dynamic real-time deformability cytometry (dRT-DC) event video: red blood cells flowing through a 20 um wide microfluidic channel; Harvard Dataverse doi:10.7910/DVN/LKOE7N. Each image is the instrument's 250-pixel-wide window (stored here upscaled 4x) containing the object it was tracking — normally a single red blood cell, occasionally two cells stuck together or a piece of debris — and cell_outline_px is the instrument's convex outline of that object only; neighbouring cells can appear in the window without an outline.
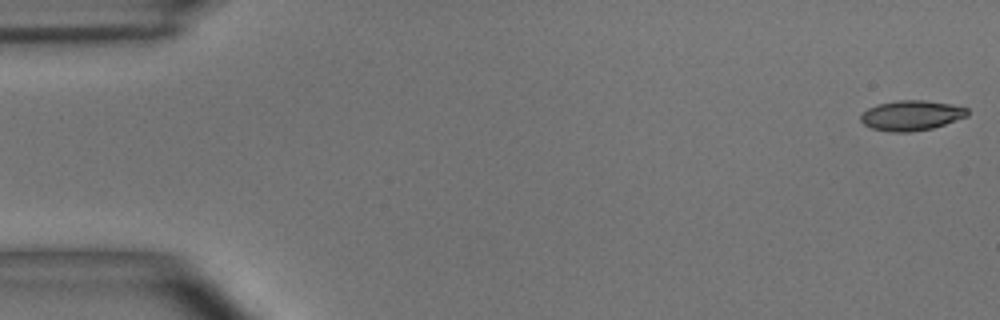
{"species": "common noctule bat (a hibernating species)", "species_latin": "Nyctalus noctula", "temperature_condition": "room temperature", "stored_images_in_passage": 54, "camera_frame_rate_fps": 3000, "um_per_image_px": 0.085, "animal": {"sex": "male", "body_mass_g": 15.6}, "frame": {"image": 1, "passage_image": 1, "time_ms": 0.0, "image_size_px": [1000, 320], "cell_outline_px": [[968, 116], [932, 128], [908, 132], [892, 132], [872, 128], [864, 124], [860, 120], [860, 116], [868, 108], [880, 104], [900, 100], [924, 100], [952, 104], [968, 108]], "centroid_in_image_um": [77.48, 9.81], "position_along_channel_um": 7.5, "area_um2": 18.5}}
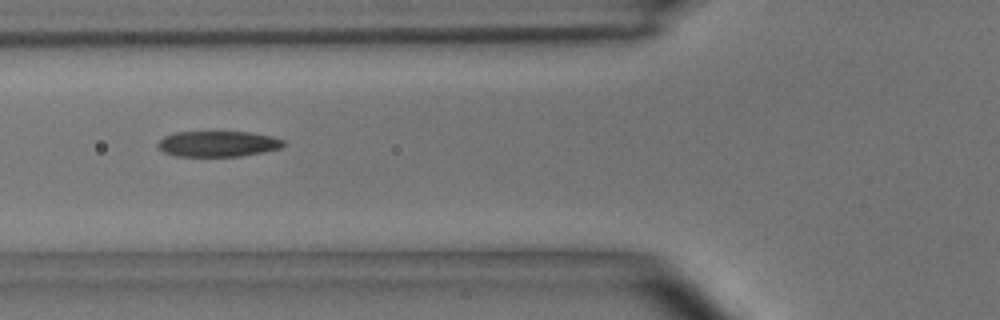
{"frame": {"image": 2, "passage_image": 20, "time_ms": 6.333, "image_size_px": [1000, 320], "cell_outline_px": [[284, 144], [280, 148], [264, 152], [240, 156], [176, 156], [164, 152], [156, 144], [164, 136], [176, 132], [248, 132], [272, 136], [284, 140]], "centroid_in_image_um": [18.52, 12.22], "position_along_channel_um": 107.3, "area_um2": 18.73}}
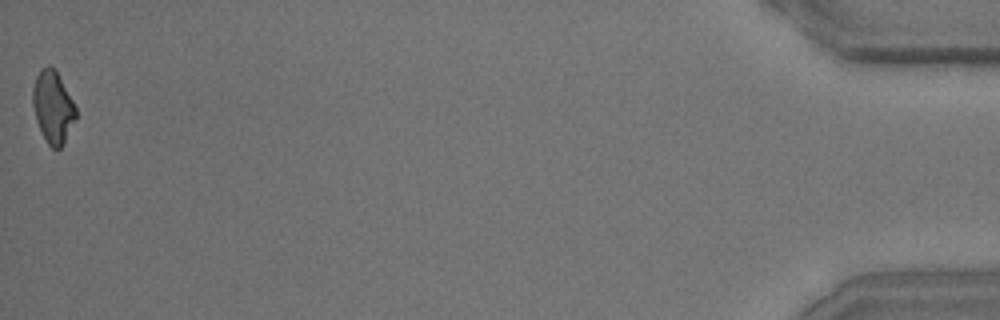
{"frame": {"image": 3, "passage_image": 54, "time_ms": 17.667, "image_size_px": [1000, 320], "cell_outline_px": [[76, 116], [60, 148], [52, 148], [48, 144], [36, 120], [32, 104], [32, 88], [36, 76], [40, 68], [56, 68], [76, 108]], "centroid_in_image_um": [4.47, 9.05], "position_along_channel_um": 430.7, "area_um2": 17.69}, "authors_computed_cell_mechanics": {"area_um2": 19.1318, "velocity_mm_per_s": 3.6861, "shape_relaxation_time_tau1_ms": 8.9028, "shape_relaxation_time_tau2_ms": 1.2199, "deformation_change_tau1": 0.2144, "deformation_change_tau2": 0.0824}}